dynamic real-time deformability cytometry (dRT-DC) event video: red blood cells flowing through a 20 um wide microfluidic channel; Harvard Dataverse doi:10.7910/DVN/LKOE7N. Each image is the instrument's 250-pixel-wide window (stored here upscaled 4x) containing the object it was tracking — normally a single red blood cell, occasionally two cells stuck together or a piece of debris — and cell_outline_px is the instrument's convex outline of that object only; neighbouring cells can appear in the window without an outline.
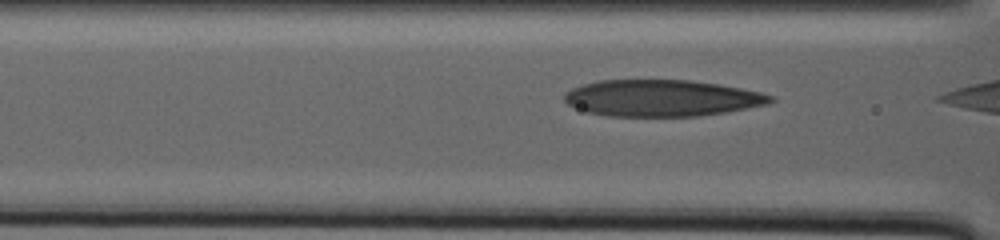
{"species": "human", "species_latin": "Homo sapiens", "temperature_condition": "warm", "stored_images_in_passage": 16, "camera_frame_rate_fps": 3000, "um_per_image_px": 0.085, "donor": {"sex": "male"}, "frame": {"image": 1, "passage_image": 12, "time_ms": 3.667, "image_size_px": [1000, 240], "cell_outline_px": [[776, 100], [768, 104], [728, 112], [696, 116], [608, 116], [588, 112], [568, 104], [564, 100], [564, 92], [572, 88], [596, 80], [688, 80], [720, 84], [760, 92], [776, 96]], "centroid_in_image_um": [56.28, 8.33], "position_along_channel_um": 110.3, "area_um2": 44.04}}